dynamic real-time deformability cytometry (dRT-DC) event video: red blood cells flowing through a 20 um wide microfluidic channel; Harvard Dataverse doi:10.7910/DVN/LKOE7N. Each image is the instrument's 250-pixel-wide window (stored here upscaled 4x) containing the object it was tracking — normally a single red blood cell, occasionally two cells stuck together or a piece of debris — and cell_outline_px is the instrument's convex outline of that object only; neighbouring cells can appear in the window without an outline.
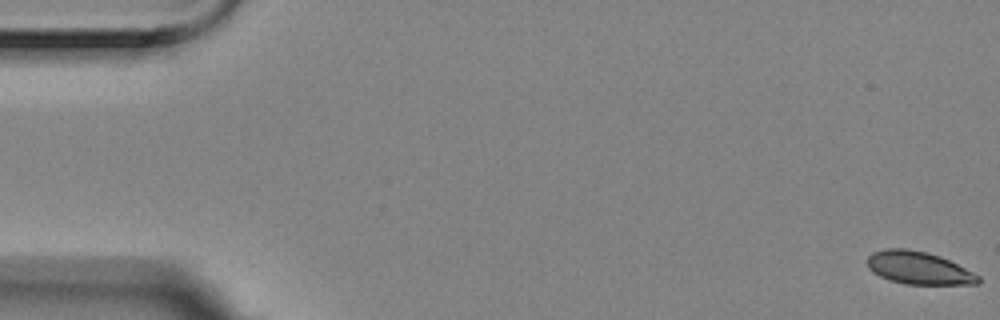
{"species": "Egyptian fruit bat (a non-hibernating species)", "species_latin": "Rousettus aegyptiacus", "temperature_condition": "room temperature", "stored_images_in_passage": 58, "camera_frame_rate_fps": 3000, "um_per_image_px": 0.085, "animal": {"sex": "female"}, "frame": {"image": 1, "passage_image": 1, "time_ms": 0.0, "image_size_px": [1000, 320], "cell_outline_px": [[980, 284], [904, 284], [880, 276], [872, 272], [868, 268], [868, 256], [872, 252], [888, 248], [908, 248], [928, 252], [940, 256], [980, 276]], "centroid_in_image_um": [78.07, 22.77], "position_along_channel_um": 6.9, "area_um2": 21.04}}
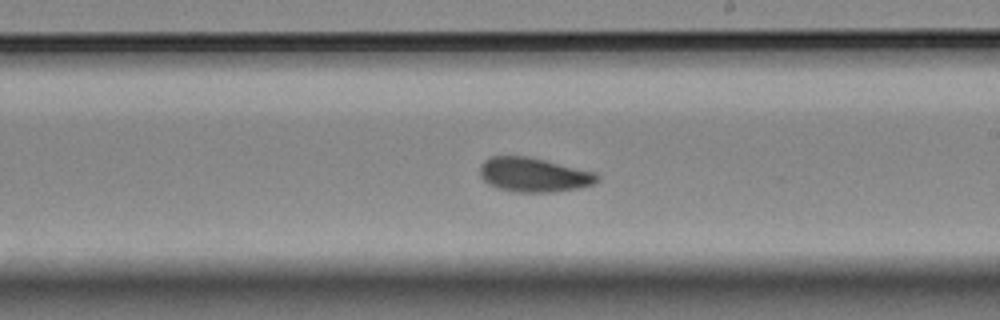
{"frame": {"image": 2, "passage_image": 33, "time_ms": 10.667, "image_size_px": [1000, 320], "cell_outline_px": [[600, 180], [592, 184], [576, 188], [552, 192], [516, 192], [496, 188], [488, 184], [480, 176], [480, 164], [484, 160], [492, 156], [524, 156], [544, 160], [596, 172], [600, 176]], "centroid_in_image_um": [45.35, 14.86], "position_along_channel_um": 243.7, "area_um2": 23.41}}
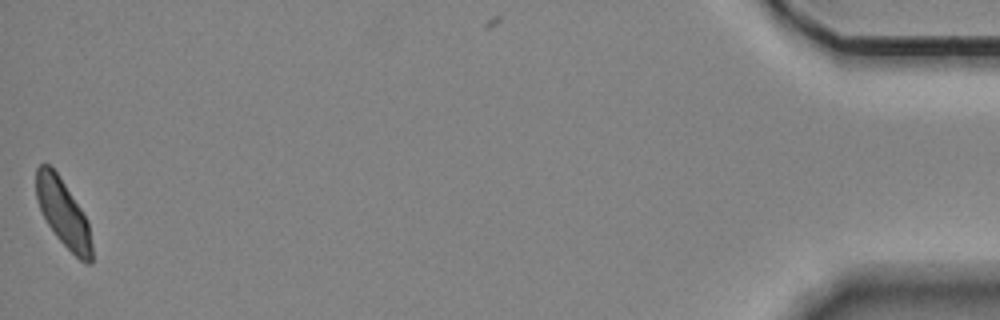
{"frame": {"image": 3, "passage_image": 57, "time_ms": 18.667, "image_size_px": [1000, 320], "cell_outline_px": [[92, 264], [84, 264], [56, 236], [48, 224], [40, 208], [36, 196], [36, 168], [40, 164], [48, 164], [56, 172], [88, 220], [92, 244]], "centroid_in_image_um": [5.39, 18.15], "position_along_channel_um": 429.8, "area_um2": 21.44}, "authors_computed_cell_mechanics": {"area_um2": 22.831, "velocity_mm_per_s": 3.4996, "shape_relaxation_time_tau1_ms": null, "shape_relaxation_time_tau2_ms": 5.6926, "deformation_change_tau1": null, "deformation_change_tau2": 0.0884}}